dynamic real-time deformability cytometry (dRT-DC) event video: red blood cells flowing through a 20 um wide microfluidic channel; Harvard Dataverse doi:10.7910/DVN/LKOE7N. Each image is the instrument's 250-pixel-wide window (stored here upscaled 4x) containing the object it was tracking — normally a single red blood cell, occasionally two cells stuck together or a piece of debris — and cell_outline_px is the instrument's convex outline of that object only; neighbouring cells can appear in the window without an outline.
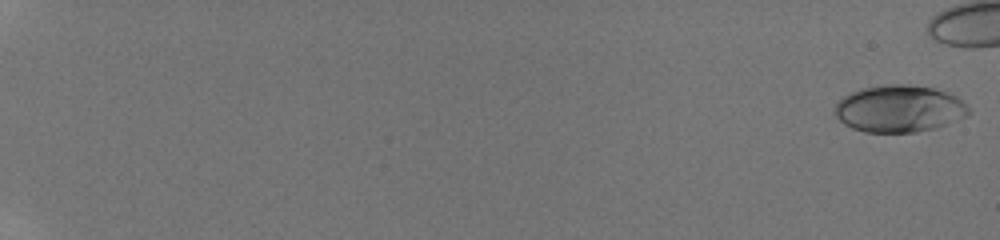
{"species": "human", "species_latin": "Homo sapiens", "temperature_condition": "room temperature", "stored_images_in_passage": 50, "camera_frame_rate_fps": 3000, "um_per_image_px": 0.085, "donor": {"sex": "male"}, "frame": {"image": 1, "passage_image": 1, "time_ms": 0.0, "image_size_px": [1000, 240], "cell_outline_px": [[972, 112], [968, 116], [936, 128], [916, 132], [864, 132], [852, 128], [844, 124], [836, 116], [832, 108], [848, 92], [860, 88], [888, 84], [908, 84], [932, 88], [948, 92], [956, 96]], "centroid_in_image_um": [76.42, 9.24], "position_along_channel_um": 8.6, "area_um2": 36.93}}
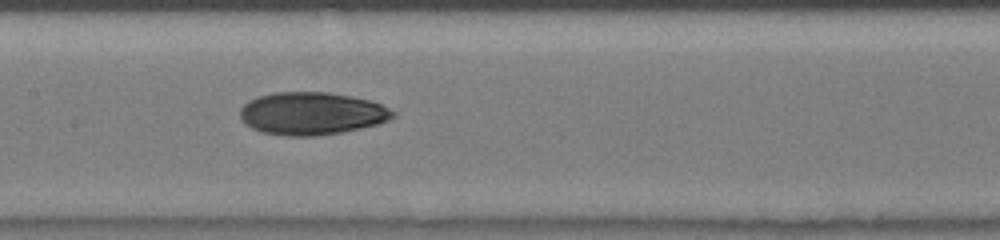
{"frame": {"image": 2, "passage_image": 31, "time_ms": 10.0, "image_size_px": [1000, 240], "cell_outline_px": [[396, 116], [388, 120], [376, 124], [360, 128], [340, 132], [316, 136], [288, 136], [260, 132], [244, 124], [240, 120], [240, 108], [248, 100], [260, 96], [276, 92], [328, 92], [352, 96], [368, 100], [380, 104], [396, 112]], "centroid_in_image_um": [26.46, 9.65], "position_along_channel_um": 180.9, "area_um2": 38.03}}
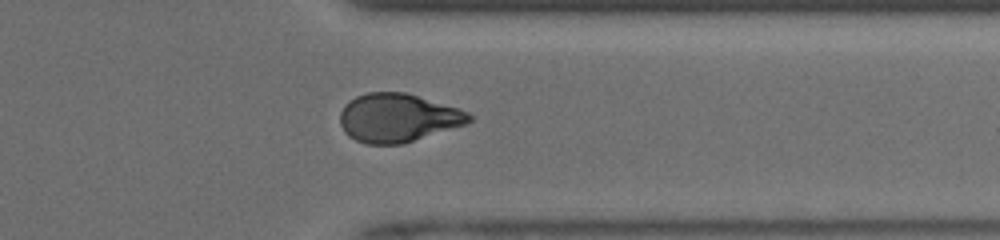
{"frame": {"image": 3, "passage_image": 45, "time_ms": 14.667, "image_size_px": [1000, 240], "cell_outline_px": [[472, 120], [468, 124], [404, 144], [368, 144], [356, 140], [348, 136], [344, 132], [340, 124], [340, 112], [344, 104], [356, 96], [368, 92], [404, 92], [456, 108], [468, 112], [472, 116]], "centroid_in_image_um": [33.8, 10.03], "position_along_channel_um": 377.6, "area_um2": 36.53}}